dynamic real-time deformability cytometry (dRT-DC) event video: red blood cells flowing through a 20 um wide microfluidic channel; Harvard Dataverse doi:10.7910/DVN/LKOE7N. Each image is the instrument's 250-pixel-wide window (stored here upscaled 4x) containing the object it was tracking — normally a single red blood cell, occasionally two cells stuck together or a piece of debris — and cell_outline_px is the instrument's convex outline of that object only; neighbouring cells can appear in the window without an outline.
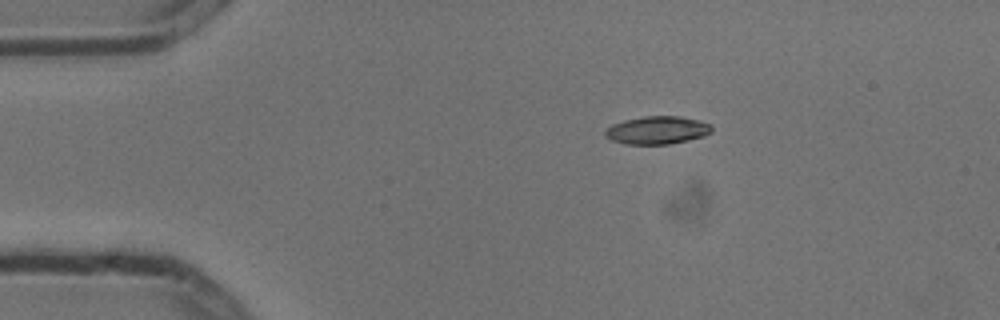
{"species": "common noctule bat (a hibernating species)", "species_latin": "Nyctalus noctula", "temperature_condition": "cold", "stored_images_in_passage": 2, "camera_frame_rate_fps": 3000, "um_per_image_px": 0.085, "animal": {"sex": "male", "body_mass_g": 13.3}, "frame": {"image": 1, "passage_image": 1, "time_ms": 0.0, "image_size_px": [1000, 320], "cell_outline_px": [[712, 132], [704, 136], [688, 140], [668, 144], [624, 144], [612, 140], [604, 136], [604, 132], [612, 124], [624, 120], [644, 116], [680, 116], [696, 120], [708, 124], [712, 128]], "centroid_in_image_um": [55.83, 11.07], "position_along_channel_um": 29.2, "area_um2": 17.22}}